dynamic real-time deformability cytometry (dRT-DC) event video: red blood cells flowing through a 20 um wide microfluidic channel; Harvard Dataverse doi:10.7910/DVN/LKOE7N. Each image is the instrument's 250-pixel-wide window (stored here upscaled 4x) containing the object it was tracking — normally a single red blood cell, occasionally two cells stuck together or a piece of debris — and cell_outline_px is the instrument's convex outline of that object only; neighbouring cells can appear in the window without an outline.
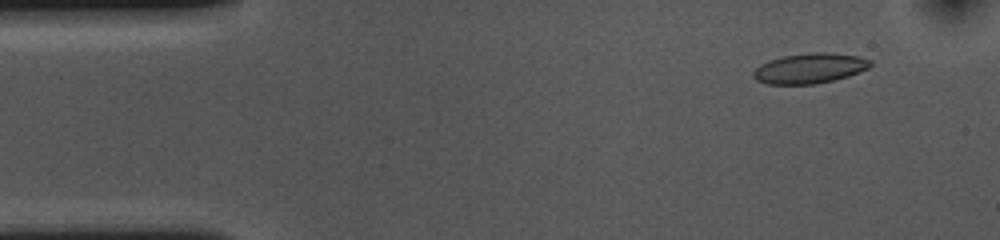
{"species": "common noctule bat (a hibernating species)", "species_latin": "Nyctalus noctula", "temperature_condition": "cold", "stored_images_in_passage": 54, "camera_frame_rate_fps": 3000, "um_per_image_px": 0.085, "animal": {"sex": "female", "body_mass_g": 10.0, "forearm_length_mm": 53.1}, "frame": {"image": 1, "passage_image": 5, "time_ms": 1.333, "image_size_px": [1000, 240], "cell_outline_px": [[872, 64], [868, 68], [848, 76], [816, 84], [768, 84], [756, 80], [752, 76], [752, 72], [760, 64], [768, 60], [784, 56], [812, 52], [832, 52], [860, 56], [872, 60]], "centroid_in_image_um": [68.83, 5.79], "position_along_channel_um": 16.2, "area_um2": 20.69}}
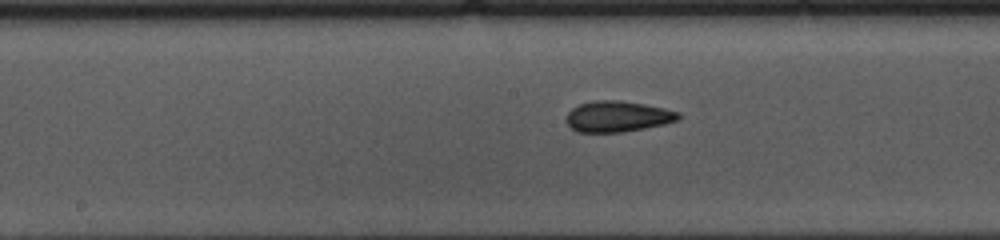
{"frame": {"image": 2, "passage_image": 26, "time_ms": 8.333, "image_size_px": [1000, 240], "cell_outline_px": [[680, 120], [664, 124], [644, 128], [620, 132], [576, 132], [568, 124], [568, 112], [572, 108], [580, 104], [592, 100], [620, 100], [644, 104], [664, 108], [680, 112]], "centroid_in_image_um": [52.52, 9.89], "position_along_channel_um": 195.7, "area_um2": 20.11}}
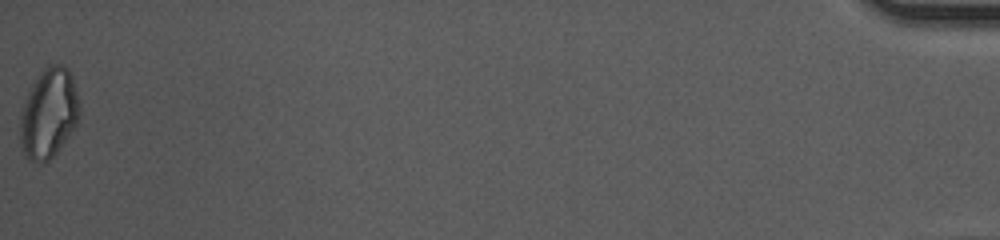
{"frame": {"image": 3, "passage_image": 54, "time_ms": 17.667, "image_size_px": [1000, 240], "cell_outline_px": [[80, 112], [76, 124], [68, 136], [56, 152], [44, 164], [28, 160], [20, 144], [20, 112], [28, 92], [32, 84], [44, 68], [48, 64], [64, 64], [68, 68], [72, 76], [80, 100]], "centroid_in_image_um": [4.15, 9.61], "position_along_channel_um": 431.1, "area_um2": 31.21}, "authors_computed_cell_mechanics": {"area_um2": 20.4034, "velocity_mm_per_s": 3.6522, "shape_relaxation_time_tau1_ms": 8.7387, "shape_relaxation_time_tau2_ms": 1.228, "deformation_change_tau1": 0.1511, "deformation_change_tau2": 0.063}}